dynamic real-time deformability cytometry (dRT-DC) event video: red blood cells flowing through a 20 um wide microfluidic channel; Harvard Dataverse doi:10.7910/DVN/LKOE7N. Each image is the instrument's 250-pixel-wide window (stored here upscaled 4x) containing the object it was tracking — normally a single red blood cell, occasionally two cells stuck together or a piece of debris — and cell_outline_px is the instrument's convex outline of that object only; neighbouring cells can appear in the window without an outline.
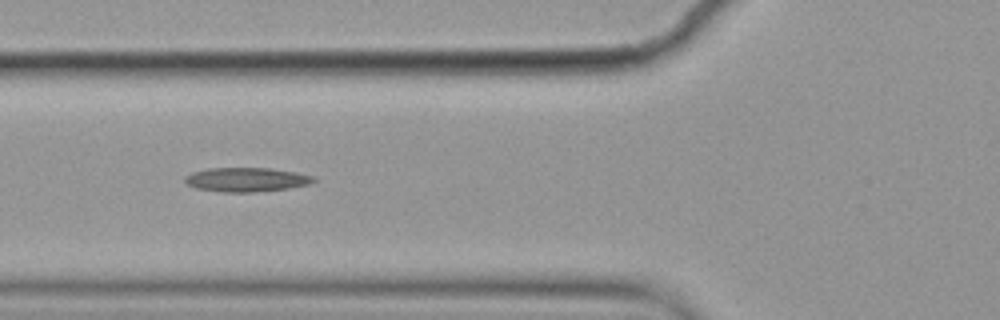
{"species": "common noctule bat (a hibernating species)", "species_latin": "Nyctalus noctula", "temperature_condition": "cold", "stored_images_in_passage": 14, "camera_frame_rate_fps": 3000, "um_per_image_px": 0.085, "animal": {"sex": "female", "body_mass_g": 19.9}, "frame": {"image": 1, "passage_image": 5, "time_ms": 1.333, "image_size_px": [1000, 320], "cell_outline_px": [[316, 180], [308, 184], [288, 188], [252, 192], [224, 192], [196, 188], [188, 184], [184, 180], [184, 176], [192, 172], [208, 168], [268, 168], [296, 172], [316, 176]], "centroid_in_image_um": [20.94, 15.26], "position_along_channel_um": 104.9, "area_um2": 18.03}}
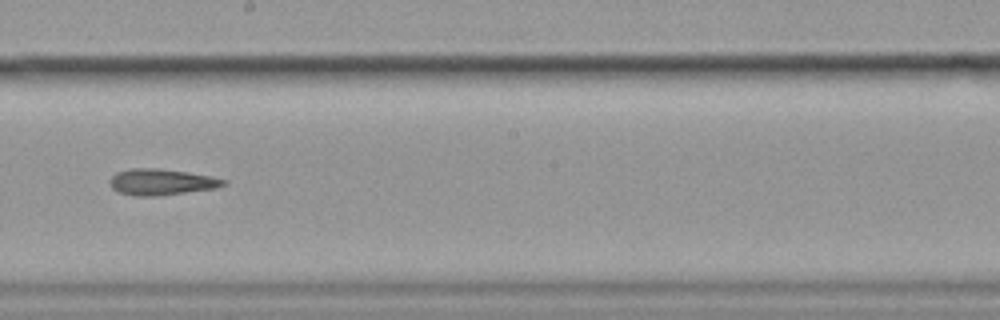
{"frame": {"image": 2, "passage_image": 8, "time_ms": 2.333, "image_size_px": [1000, 320], "cell_outline_px": [[228, 184], [216, 188], [156, 196], [136, 196], [120, 192], [112, 188], [108, 180], [116, 172], [132, 168], [160, 168], [188, 172], [228, 180]], "centroid_in_image_um": [13.72, 15.46], "position_along_channel_um": 234.5, "area_um2": 17.34}}
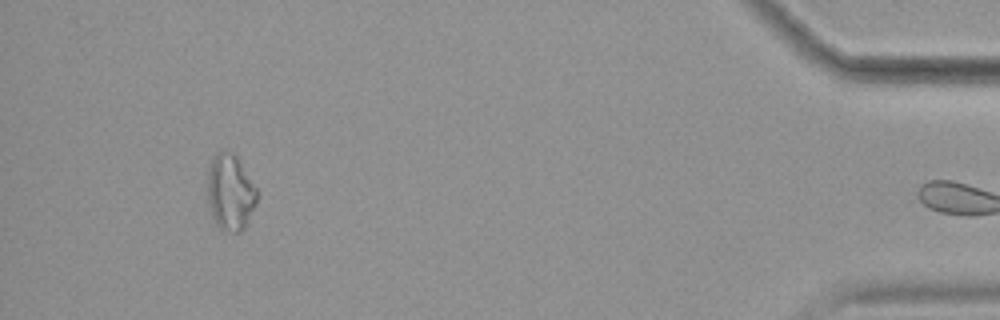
{"frame": {"image": 3, "passage_image": 13, "time_ms": 4.0, "image_size_px": [1000, 320], "cell_outline_px": [[256, 204], [244, 228], [240, 232], [228, 232], [220, 228], [216, 224], [212, 216], [208, 200], [208, 172], [212, 160], [220, 152], [232, 152], [236, 156], [256, 188]], "centroid_in_image_um": [19.57, 16.39], "position_along_channel_um": 415.6, "area_um2": 21.39}}